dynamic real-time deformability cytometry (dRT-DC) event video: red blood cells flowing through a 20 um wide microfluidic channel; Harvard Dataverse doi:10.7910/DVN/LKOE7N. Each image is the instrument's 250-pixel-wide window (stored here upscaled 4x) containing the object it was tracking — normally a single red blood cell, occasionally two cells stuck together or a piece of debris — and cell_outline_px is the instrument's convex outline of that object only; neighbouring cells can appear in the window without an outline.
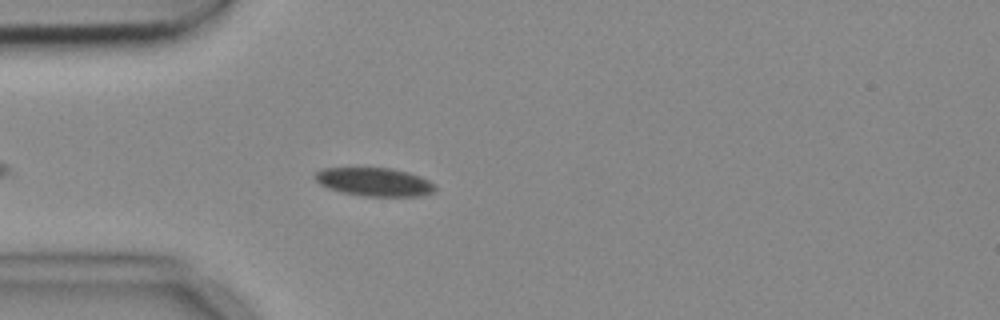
{"species": "common noctule bat (a hibernating species)", "species_latin": "Nyctalus noctula", "temperature_condition": "cold", "stored_images_in_passage": 4, "camera_frame_rate_fps": 3000, "um_per_image_px": 0.085, "animal": {"sex": "female", "body_mass_g": 18.4}, "frame": {"image": 1, "passage_image": 4, "time_ms": 1.0, "image_size_px": [1000, 320], "cell_outline_px": [[436, 188], [432, 192], [424, 196], [364, 196], [340, 192], [328, 188], [320, 184], [312, 176], [316, 172], [324, 168], [388, 168], [420, 176], [436, 184]], "centroid_in_image_um": [31.81, 15.47], "position_along_channel_um": 53.2, "area_um2": 19.83}}